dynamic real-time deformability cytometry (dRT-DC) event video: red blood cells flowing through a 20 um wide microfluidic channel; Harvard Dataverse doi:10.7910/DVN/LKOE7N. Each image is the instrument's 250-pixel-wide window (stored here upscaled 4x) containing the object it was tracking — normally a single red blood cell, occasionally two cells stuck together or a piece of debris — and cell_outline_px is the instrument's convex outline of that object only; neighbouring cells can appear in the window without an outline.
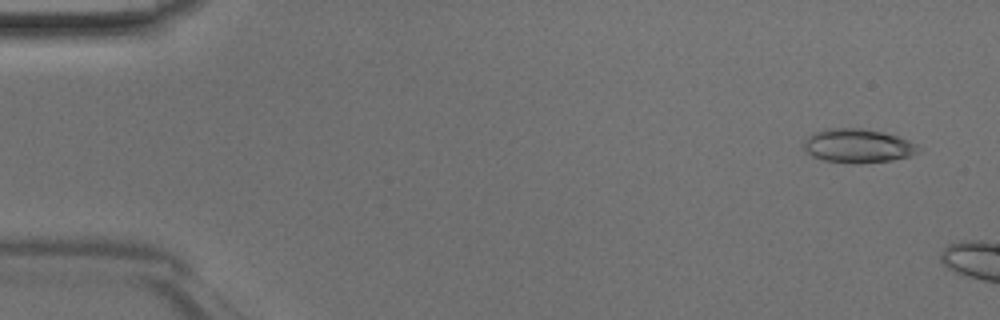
{"species": "Egyptian fruit bat (a non-hibernating species)", "species_latin": "Rousettus aegyptiacus", "temperature_condition": "room temperature", "stored_images_in_passage": 7, "camera_frame_rate_fps": 3000, "um_per_image_px": 0.085, "animal": {"sex": "male"}, "frame": {"image": 1, "passage_image": 3, "time_ms": 0.667, "image_size_px": [1000, 320], "cell_outline_px": [[920, 152], [912, 156], [892, 160], [856, 164], [852, 164], [824, 160], [812, 156], [804, 152], [804, 140], [812, 132], [824, 128], [860, 128], [884, 132], [908, 140], [916, 144], [920, 148]], "centroid_in_image_um": [72.89, 12.4], "position_along_channel_um": 12.1, "area_um2": 23.0}}